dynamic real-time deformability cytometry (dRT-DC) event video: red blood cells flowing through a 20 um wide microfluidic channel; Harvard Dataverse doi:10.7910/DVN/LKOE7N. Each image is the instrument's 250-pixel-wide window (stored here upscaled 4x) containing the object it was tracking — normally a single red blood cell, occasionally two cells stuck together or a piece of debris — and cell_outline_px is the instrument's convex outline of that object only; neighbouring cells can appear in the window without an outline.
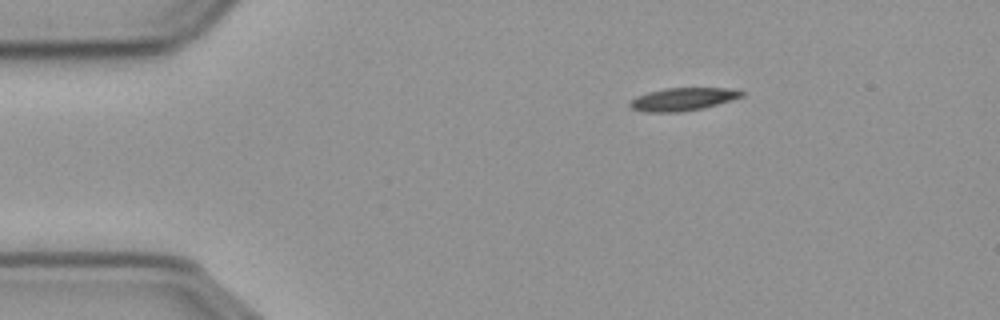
{"species": "common noctule bat (a hibernating species)", "species_latin": "Nyctalus noctula", "temperature_condition": "cold", "stored_images_in_passage": 48, "camera_frame_rate_fps": 3000, "um_per_image_px": 0.085, "animal": {"sex": "male", "body_mass_g": 23.1, "forearm_length_mm": 52.7}, "frame": {"image": 1, "passage_image": 1, "time_ms": 0.0, "image_size_px": [1000, 320], "cell_outline_px": [[744, 96], [704, 108], [680, 112], [648, 112], [632, 108], [628, 104], [632, 100], [648, 92], [668, 88], [724, 88], [744, 92]], "centroid_in_image_um": [58.06, 8.44], "position_along_channel_um": 26.9, "area_um2": 14.57}}
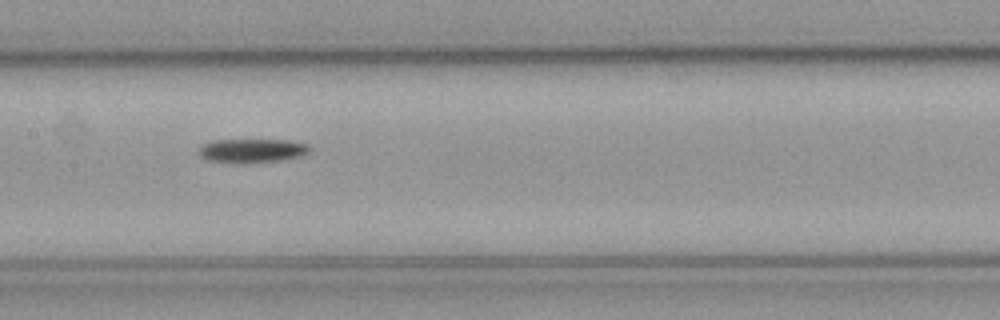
{"frame": {"image": 2, "passage_image": 19, "time_ms": 6.0, "image_size_px": [1000, 320], "cell_outline_px": [[312, 148], [308, 152], [300, 156], [280, 160], [244, 164], [240, 164], [208, 160], [200, 156], [200, 148], [204, 144], [212, 140], [288, 140], [308, 144]], "centroid_in_image_um": [21.44, 12.81], "position_along_channel_um": 186.0, "area_um2": 15.49}}
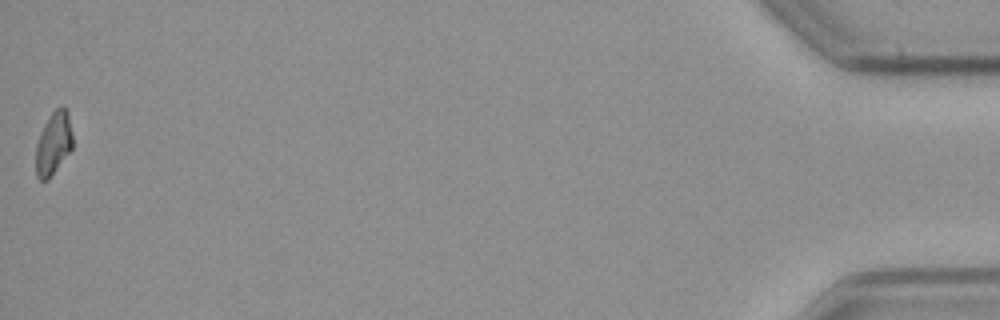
{"frame": {"image": 3, "passage_image": 48, "time_ms": 15.667, "image_size_px": [1000, 320], "cell_outline_px": [[72, 148], [48, 180], [40, 180], [36, 176], [36, 144], [40, 132], [44, 124], [52, 112], [60, 104], [64, 104], [68, 112], [72, 136]], "centroid_in_image_um": [4.54, 12.15], "position_along_channel_um": 430.7, "area_um2": 13.53}, "authors_computed_cell_mechanics": {"area_um2": 14.8546, "velocity_mm_per_s": 3.6302, "shape_relaxation_time_tau1_ms": 5.7856, "shape_relaxation_time_tau2_ms": null, "deformation_change_tau1": 0.1212, "deformation_change_tau2": null}}